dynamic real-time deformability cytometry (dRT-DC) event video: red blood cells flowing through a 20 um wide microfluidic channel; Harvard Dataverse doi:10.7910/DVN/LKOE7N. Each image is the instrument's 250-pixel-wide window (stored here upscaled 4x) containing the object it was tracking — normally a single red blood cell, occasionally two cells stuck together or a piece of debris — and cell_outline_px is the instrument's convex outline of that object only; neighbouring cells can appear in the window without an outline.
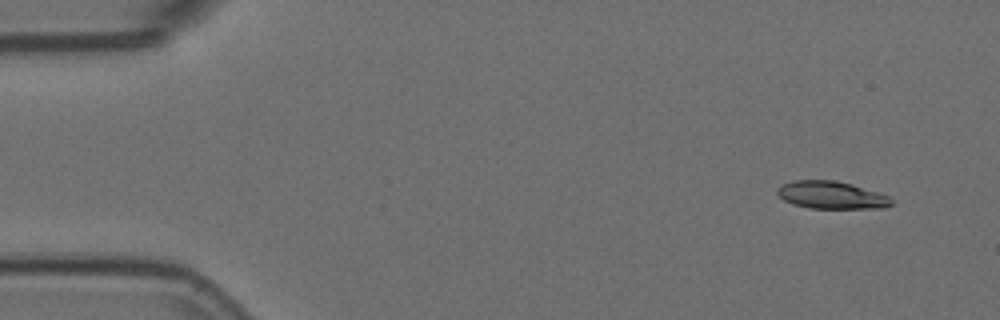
{"species": "Egyptian fruit bat (a non-hibernating species)", "species_latin": "Rousettus aegyptiacus", "temperature_condition": "room temperature", "stored_images_in_passage": 4, "camera_frame_rate_fps": 3000, "um_per_image_px": 0.085, "animal": {"sex": "female"}, "frame": {"image": 1, "passage_image": 1, "time_ms": 0.0, "image_size_px": [1000, 320], "cell_outline_px": [[892, 204], [884, 208], [808, 208], [792, 204], [784, 200], [776, 192], [784, 184], [796, 180], [836, 180], [876, 192], [888, 196], [892, 200]], "centroid_in_image_um": [70.66, 16.59], "position_along_channel_um": 14.3, "area_um2": 17.98}}
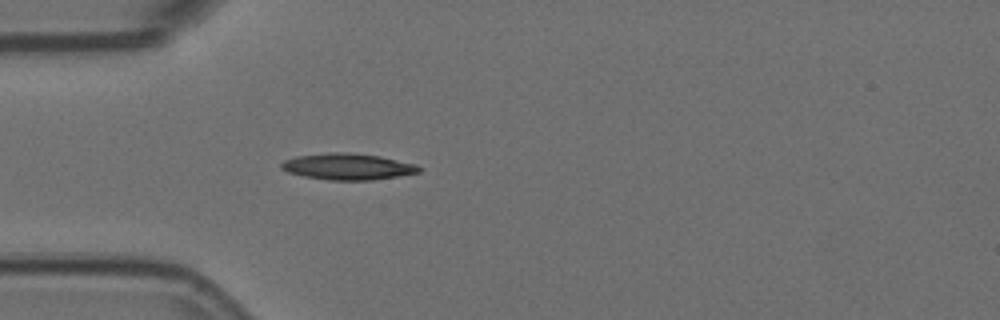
{"frame": {"image": 2, "passage_image": 4, "time_ms": 1.0, "image_size_px": [1000, 320], "cell_outline_px": [[420, 172], [372, 180], [328, 180], [304, 176], [288, 172], [280, 168], [280, 164], [284, 160], [296, 156], [332, 152], [348, 152], [380, 156], [416, 164], [420, 168]], "centroid_in_image_um": [29.53, 14.15], "position_along_channel_um": 55.5, "area_um2": 21.04}}